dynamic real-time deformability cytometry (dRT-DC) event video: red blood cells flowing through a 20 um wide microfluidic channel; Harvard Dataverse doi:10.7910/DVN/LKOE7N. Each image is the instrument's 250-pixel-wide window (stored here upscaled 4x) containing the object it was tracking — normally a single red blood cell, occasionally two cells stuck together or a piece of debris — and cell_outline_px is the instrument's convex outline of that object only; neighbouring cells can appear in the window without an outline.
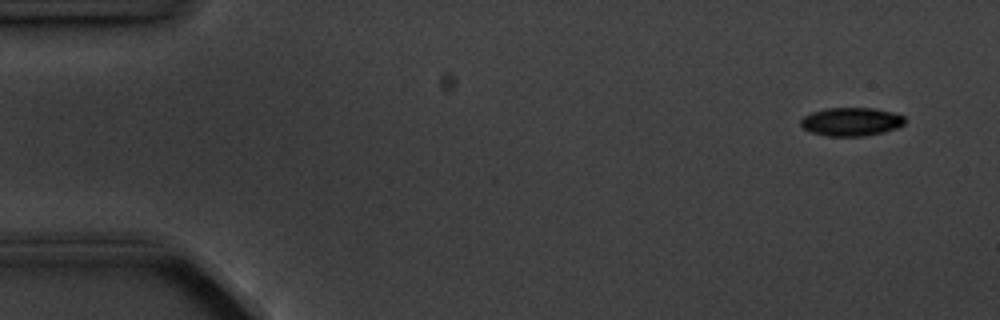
{"species": "common noctule bat (a hibernating species)", "species_latin": "Nyctalus noctula", "temperature_condition": "cold", "stored_images_in_passage": 7, "camera_frame_rate_fps": 3000, "um_per_image_px": 0.085, "animal": {"sex": "male", "body_mass_g": 20.1, "forearm_length_mm": 53.5}, "frame": {"image": 1, "passage_image": 7, "time_ms": 7.0, "image_size_px": [1000, 320], "cell_outline_px": [[904, 124], [896, 128], [884, 132], [864, 136], [828, 136], [812, 132], [804, 128], [800, 124], [800, 120], [804, 116], [812, 112], [828, 108], [872, 108], [892, 112], [904, 116]], "centroid_in_image_um": [72.35, 10.34], "position_along_channel_um": 12.6, "area_um2": 17.11}}